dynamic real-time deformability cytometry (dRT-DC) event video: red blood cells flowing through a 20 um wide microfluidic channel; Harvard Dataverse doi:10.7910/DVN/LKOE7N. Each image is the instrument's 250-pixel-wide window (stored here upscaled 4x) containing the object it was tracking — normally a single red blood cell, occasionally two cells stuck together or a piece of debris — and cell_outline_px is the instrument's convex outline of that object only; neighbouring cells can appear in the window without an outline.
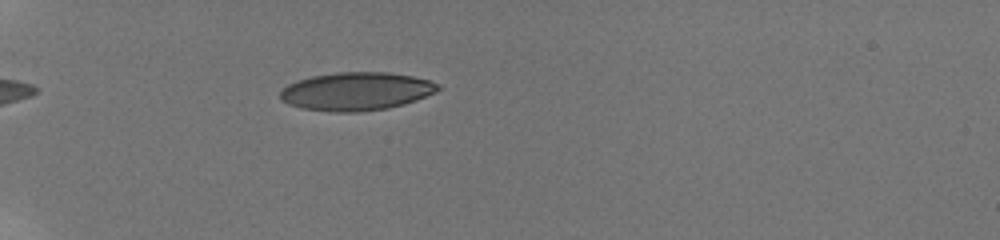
{"species": "human", "species_latin": "Homo sapiens", "temperature_condition": "room temperature", "stored_images_in_passage": 11, "camera_frame_rate_fps": 3000, "um_per_image_px": 0.085, "donor": {"sex": "male"}, "frame": {"image": 1, "passage_image": 7, "time_ms": 6.333, "image_size_px": [1000, 240], "cell_outline_px": [[440, 88], [436, 92], [416, 100], [404, 104], [388, 108], [360, 112], [332, 112], [300, 108], [288, 104], [280, 100], [280, 92], [288, 84], [296, 80], [312, 76], [336, 72], [388, 72], [412, 76], [428, 80], [440, 84]], "centroid_in_image_um": [30.27, 7.77], "position_along_channel_um": 54.7, "area_um2": 35.32}}
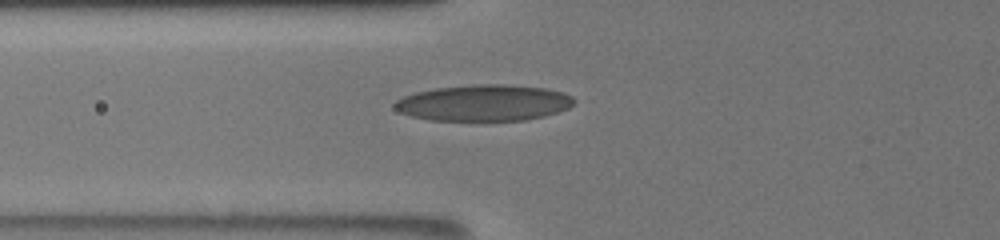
{"frame": {"image": 2, "passage_image": 10, "time_ms": 8.0, "image_size_px": [1000, 240], "cell_outline_px": [[576, 100], [568, 108], [544, 116], [524, 120], [428, 120], [412, 116], [400, 112], [392, 104], [396, 100], [404, 96], [416, 92], [432, 88], [472, 84], [508, 84], [544, 88], [564, 92], [572, 96]], "centroid_in_image_um": [41.12, 8.73], "position_along_channel_um": 84.7, "area_um2": 37.97}}